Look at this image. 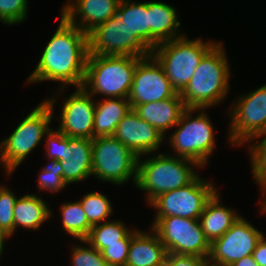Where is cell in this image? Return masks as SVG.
<instances>
[{
  "label": "cell",
  "mask_w": 266,
  "mask_h": 266,
  "mask_svg": "<svg viewBox=\"0 0 266 266\" xmlns=\"http://www.w3.org/2000/svg\"><path fill=\"white\" fill-rule=\"evenodd\" d=\"M88 57V34L70 24L62 15L34 71L28 76V84L60 82L57 92L66 86L82 87Z\"/></svg>",
  "instance_id": "cell-1"
},
{
  "label": "cell",
  "mask_w": 266,
  "mask_h": 266,
  "mask_svg": "<svg viewBox=\"0 0 266 266\" xmlns=\"http://www.w3.org/2000/svg\"><path fill=\"white\" fill-rule=\"evenodd\" d=\"M222 42L201 59L192 78L180 93L186 108L207 109L223 102L230 89V67Z\"/></svg>",
  "instance_id": "cell-2"
},
{
  "label": "cell",
  "mask_w": 266,
  "mask_h": 266,
  "mask_svg": "<svg viewBox=\"0 0 266 266\" xmlns=\"http://www.w3.org/2000/svg\"><path fill=\"white\" fill-rule=\"evenodd\" d=\"M195 166V167H194ZM200 167L193 160L160 152L144 161L138 157L135 187L146 192L147 203L162 193L190 184L199 174Z\"/></svg>",
  "instance_id": "cell-3"
},
{
  "label": "cell",
  "mask_w": 266,
  "mask_h": 266,
  "mask_svg": "<svg viewBox=\"0 0 266 266\" xmlns=\"http://www.w3.org/2000/svg\"><path fill=\"white\" fill-rule=\"evenodd\" d=\"M56 98L52 96L40 102L10 136L0 142V163L7 177L24 162L51 129Z\"/></svg>",
  "instance_id": "cell-4"
},
{
  "label": "cell",
  "mask_w": 266,
  "mask_h": 266,
  "mask_svg": "<svg viewBox=\"0 0 266 266\" xmlns=\"http://www.w3.org/2000/svg\"><path fill=\"white\" fill-rule=\"evenodd\" d=\"M143 57L88 54L82 87L93 97L128 99L137 63Z\"/></svg>",
  "instance_id": "cell-5"
},
{
  "label": "cell",
  "mask_w": 266,
  "mask_h": 266,
  "mask_svg": "<svg viewBox=\"0 0 266 266\" xmlns=\"http://www.w3.org/2000/svg\"><path fill=\"white\" fill-rule=\"evenodd\" d=\"M214 41L205 42L201 38L191 40L184 35L161 42L152 49L151 55L162 66L173 89L181 93L203 56L217 43Z\"/></svg>",
  "instance_id": "cell-6"
},
{
  "label": "cell",
  "mask_w": 266,
  "mask_h": 266,
  "mask_svg": "<svg viewBox=\"0 0 266 266\" xmlns=\"http://www.w3.org/2000/svg\"><path fill=\"white\" fill-rule=\"evenodd\" d=\"M204 110L187 108L174 126L176 130L168 137L174 156L193 160L202 168L207 165L216 146L215 130ZM196 111L199 113L193 117Z\"/></svg>",
  "instance_id": "cell-7"
},
{
  "label": "cell",
  "mask_w": 266,
  "mask_h": 266,
  "mask_svg": "<svg viewBox=\"0 0 266 266\" xmlns=\"http://www.w3.org/2000/svg\"><path fill=\"white\" fill-rule=\"evenodd\" d=\"M137 163L138 157L114 136H100L92 140V176L99 181L116 186L132 178L135 185Z\"/></svg>",
  "instance_id": "cell-8"
},
{
  "label": "cell",
  "mask_w": 266,
  "mask_h": 266,
  "mask_svg": "<svg viewBox=\"0 0 266 266\" xmlns=\"http://www.w3.org/2000/svg\"><path fill=\"white\" fill-rule=\"evenodd\" d=\"M151 228L157 233L167 253L208 258L210 242L199 219L155 217Z\"/></svg>",
  "instance_id": "cell-9"
},
{
  "label": "cell",
  "mask_w": 266,
  "mask_h": 266,
  "mask_svg": "<svg viewBox=\"0 0 266 266\" xmlns=\"http://www.w3.org/2000/svg\"><path fill=\"white\" fill-rule=\"evenodd\" d=\"M229 109V144L238 147L262 134L266 129V83L237 97Z\"/></svg>",
  "instance_id": "cell-10"
},
{
  "label": "cell",
  "mask_w": 266,
  "mask_h": 266,
  "mask_svg": "<svg viewBox=\"0 0 266 266\" xmlns=\"http://www.w3.org/2000/svg\"><path fill=\"white\" fill-rule=\"evenodd\" d=\"M217 191L211 181L198 175L190 184L162 193L150 205L157 211L155 217L199 219L207 202Z\"/></svg>",
  "instance_id": "cell-11"
},
{
  "label": "cell",
  "mask_w": 266,
  "mask_h": 266,
  "mask_svg": "<svg viewBox=\"0 0 266 266\" xmlns=\"http://www.w3.org/2000/svg\"><path fill=\"white\" fill-rule=\"evenodd\" d=\"M152 50L121 22L116 13L88 33V54L146 57Z\"/></svg>",
  "instance_id": "cell-12"
},
{
  "label": "cell",
  "mask_w": 266,
  "mask_h": 266,
  "mask_svg": "<svg viewBox=\"0 0 266 266\" xmlns=\"http://www.w3.org/2000/svg\"><path fill=\"white\" fill-rule=\"evenodd\" d=\"M264 234L242 216L221 237L210 243L208 264L231 266L245 256L252 255Z\"/></svg>",
  "instance_id": "cell-13"
},
{
  "label": "cell",
  "mask_w": 266,
  "mask_h": 266,
  "mask_svg": "<svg viewBox=\"0 0 266 266\" xmlns=\"http://www.w3.org/2000/svg\"><path fill=\"white\" fill-rule=\"evenodd\" d=\"M176 93L162 66L152 55L143 57L137 63L128 96L131 105L163 101Z\"/></svg>",
  "instance_id": "cell-14"
},
{
  "label": "cell",
  "mask_w": 266,
  "mask_h": 266,
  "mask_svg": "<svg viewBox=\"0 0 266 266\" xmlns=\"http://www.w3.org/2000/svg\"><path fill=\"white\" fill-rule=\"evenodd\" d=\"M67 96L62 102L58 130L71 138L93 140L96 100L83 87Z\"/></svg>",
  "instance_id": "cell-15"
},
{
  "label": "cell",
  "mask_w": 266,
  "mask_h": 266,
  "mask_svg": "<svg viewBox=\"0 0 266 266\" xmlns=\"http://www.w3.org/2000/svg\"><path fill=\"white\" fill-rule=\"evenodd\" d=\"M113 136L137 157L150 156L166 139L155 127L140 118L133 109L118 123Z\"/></svg>",
  "instance_id": "cell-16"
},
{
  "label": "cell",
  "mask_w": 266,
  "mask_h": 266,
  "mask_svg": "<svg viewBox=\"0 0 266 266\" xmlns=\"http://www.w3.org/2000/svg\"><path fill=\"white\" fill-rule=\"evenodd\" d=\"M119 2L120 0H69L61 8V15L88 34L117 13Z\"/></svg>",
  "instance_id": "cell-17"
},
{
  "label": "cell",
  "mask_w": 266,
  "mask_h": 266,
  "mask_svg": "<svg viewBox=\"0 0 266 266\" xmlns=\"http://www.w3.org/2000/svg\"><path fill=\"white\" fill-rule=\"evenodd\" d=\"M60 165L63 180L76 184L92 176V139L71 138L62 133Z\"/></svg>",
  "instance_id": "cell-18"
},
{
  "label": "cell",
  "mask_w": 266,
  "mask_h": 266,
  "mask_svg": "<svg viewBox=\"0 0 266 266\" xmlns=\"http://www.w3.org/2000/svg\"><path fill=\"white\" fill-rule=\"evenodd\" d=\"M131 107L140 118L155 127L164 137L166 131L179 122L182 113L187 109L180 93L163 101L131 105Z\"/></svg>",
  "instance_id": "cell-19"
},
{
  "label": "cell",
  "mask_w": 266,
  "mask_h": 266,
  "mask_svg": "<svg viewBox=\"0 0 266 266\" xmlns=\"http://www.w3.org/2000/svg\"><path fill=\"white\" fill-rule=\"evenodd\" d=\"M173 5L159 1H148L149 48L152 50L164 41L184 36L179 31L181 23Z\"/></svg>",
  "instance_id": "cell-20"
},
{
  "label": "cell",
  "mask_w": 266,
  "mask_h": 266,
  "mask_svg": "<svg viewBox=\"0 0 266 266\" xmlns=\"http://www.w3.org/2000/svg\"><path fill=\"white\" fill-rule=\"evenodd\" d=\"M167 250L157 233L138 230L132 237L125 266H163Z\"/></svg>",
  "instance_id": "cell-21"
},
{
  "label": "cell",
  "mask_w": 266,
  "mask_h": 266,
  "mask_svg": "<svg viewBox=\"0 0 266 266\" xmlns=\"http://www.w3.org/2000/svg\"><path fill=\"white\" fill-rule=\"evenodd\" d=\"M221 202L217 191L207 202L199 218L203 232L210 243L225 234L240 218L233 208H227Z\"/></svg>",
  "instance_id": "cell-22"
},
{
  "label": "cell",
  "mask_w": 266,
  "mask_h": 266,
  "mask_svg": "<svg viewBox=\"0 0 266 266\" xmlns=\"http://www.w3.org/2000/svg\"><path fill=\"white\" fill-rule=\"evenodd\" d=\"M131 109L128 99L105 98L104 100H96L93 139L100 136H113L118 123Z\"/></svg>",
  "instance_id": "cell-23"
},
{
  "label": "cell",
  "mask_w": 266,
  "mask_h": 266,
  "mask_svg": "<svg viewBox=\"0 0 266 266\" xmlns=\"http://www.w3.org/2000/svg\"><path fill=\"white\" fill-rule=\"evenodd\" d=\"M42 197L26 194L16 199L14 204V233L18 227L36 231L53 215ZM16 230V231H15Z\"/></svg>",
  "instance_id": "cell-24"
},
{
  "label": "cell",
  "mask_w": 266,
  "mask_h": 266,
  "mask_svg": "<svg viewBox=\"0 0 266 266\" xmlns=\"http://www.w3.org/2000/svg\"><path fill=\"white\" fill-rule=\"evenodd\" d=\"M117 14L121 22L149 47L148 1L120 0Z\"/></svg>",
  "instance_id": "cell-25"
},
{
  "label": "cell",
  "mask_w": 266,
  "mask_h": 266,
  "mask_svg": "<svg viewBox=\"0 0 266 266\" xmlns=\"http://www.w3.org/2000/svg\"><path fill=\"white\" fill-rule=\"evenodd\" d=\"M133 230L129 229L123 221L109 220L92 226L85 241L101 252L106 248V244L122 243V239H125Z\"/></svg>",
  "instance_id": "cell-26"
},
{
  "label": "cell",
  "mask_w": 266,
  "mask_h": 266,
  "mask_svg": "<svg viewBox=\"0 0 266 266\" xmlns=\"http://www.w3.org/2000/svg\"><path fill=\"white\" fill-rule=\"evenodd\" d=\"M60 214L63 230L74 239L85 240L92 226L88 223L87 216L80 201L67 202L61 205Z\"/></svg>",
  "instance_id": "cell-27"
},
{
  "label": "cell",
  "mask_w": 266,
  "mask_h": 266,
  "mask_svg": "<svg viewBox=\"0 0 266 266\" xmlns=\"http://www.w3.org/2000/svg\"><path fill=\"white\" fill-rule=\"evenodd\" d=\"M79 201L91 226L109 221L113 208L106 195L94 191L87 193Z\"/></svg>",
  "instance_id": "cell-28"
},
{
  "label": "cell",
  "mask_w": 266,
  "mask_h": 266,
  "mask_svg": "<svg viewBox=\"0 0 266 266\" xmlns=\"http://www.w3.org/2000/svg\"><path fill=\"white\" fill-rule=\"evenodd\" d=\"M257 138L261 139L259 140ZM251 141H256V143ZM247 143H253L252 145H248L250 154L249 160L252 166L251 171L254 181L259 185V189L261 188L260 191L262 192L261 195L263 197L266 195V135H257Z\"/></svg>",
  "instance_id": "cell-29"
},
{
  "label": "cell",
  "mask_w": 266,
  "mask_h": 266,
  "mask_svg": "<svg viewBox=\"0 0 266 266\" xmlns=\"http://www.w3.org/2000/svg\"><path fill=\"white\" fill-rule=\"evenodd\" d=\"M48 165L41 168L38 175V190H48L53 194L67 188L63 180V169L59 160H49Z\"/></svg>",
  "instance_id": "cell-30"
},
{
  "label": "cell",
  "mask_w": 266,
  "mask_h": 266,
  "mask_svg": "<svg viewBox=\"0 0 266 266\" xmlns=\"http://www.w3.org/2000/svg\"><path fill=\"white\" fill-rule=\"evenodd\" d=\"M80 242L81 244L83 242V246L76 244L71 247L70 264L72 266H109L99 250L85 240H80Z\"/></svg>",
  "instance_id": "cell-31"
},
{
  "label": "cell",
  "mask_w": 266,
  "mask_h": 266,
  "mask_svg": "<svg viewBox=\"0 0 266 266\" xmlns=\"http://www.w3.org/2000/svg\"><path fill=\"white\" fill-rule=\"evenodd\" d=\"M18 197L0 185V229L10 238L14 234V204Z\"/></svg>",
  "instance_id": "cell-32"
},
{
  "label": "cell",
  "mask_w": 266,
  "mask_h": 266,
  "mask_svg": "<svg viewBox=\"0 0 266 266\" xmlns=\"http://www.w3.org/2000/svg\"><path fill=\"white\" fill-rule=\"evenodd\" d=\"M28 15V0H0V22L21 24Z\"/></svg>",
  "instance_id": "cell-33"
},
{
  "label": "cell",
  "mask_w": 266,
  "mask_h": 266,
  "mask_svg": "<svg viewBox=\"0 0 266 266\" xmlns=\"http://www.w3.org/2000/svg\"><path fill=\"white\" fill-rule=\"evenodd\" d=\"M135 229L125 239H122V243L106 244V248L101 251V255L106 260L109 266L126 265V260L132 237L138 231L137 228Z\"/></svg>",
  "instance_id": "cell-34"
},
{
  "label": "cell",
  "mask_w": 266,
  "mask_h": 266,
  "mask_svg": "<svg viewBox=\"0 0 266 266\" xmlns=\"http://www.w3.org/2000/svg\"><path fill=\"white\" fill-rule=\"evenodd\" d=\"M46 154L47 160H59L61 161V151H62V132L58 129H50L46 134Z\"/></svg>",
  "instance_id": "cell-35"
},
{
  "label": "cell",
  "mask_w": 266,
  "mask_h": 266,
  "mask_svg": "<svg viewBox=\"0 0 266 266\" xmlns=\"http://www.w3.org/2000/svg\"><path fill=\"white\" fill-rule=\"evenodd\" d=\"M207 263V259L203 257L167 253L163 266H205Z\"/></svg>",
  "instance_id": "cell-36"
},
{
  "label": "cell",
  "mask_w": 266,
  "mask_h": 266,
  "mask_svg": "<svg viewBox=\"0 0 266 266\" xmlns=\"http://www.w3.org/2000/svg\"><path fill=\"white\" fill-rule=\"evenodd\" d=\"M253 259L259 266H266V237L265 234L259 240L256 249L252 253Z\"/></svg>",
  "instance_id": "cell-37"
},
{
  "label": "cell",
  "mask_w": 266,
  "mask_h": 266,
  "mask_svg": "<svg viewBox=\"0 0 266 266\" xmlns=\"http://www.w3.org/2000/svg\"><path fill=\"white\" fill-rule=\"evenodd\" d=\"M231 266H259L252 255L245 256L244 258L235 261Z\"/></svg>",
  "instance_id": "cell-38"
},
{
  "label": "cell",
  "mask_w": 266,
  "mask_h": 266,
  "mask_svg": "<svg viewBox=\"0 0 266 266\" xmlns=\"http://www.w3.org/2000/svg\"><path fill=\"white\" fill-rule=\"evenodd\" d=\"M9 237L0 229V258L3 255V250L5 247L6 240H8Z\"/></svg>",
  "instance_id": "cell-39"
},
{
  "label": "cell",
  "mask_w": 266,
  "mask_h": 266,
  "mask_svg": "<svg viewBox=\"0 0 266 266\" xmlns=\"http://www.w3.org/2000/svg\"><path fill=\"white\" fill-rule=\"evenodd\" d=\"M262 199H264V200L259 201L260 205H261L260 206V211H261V213H264V212H266V195Z\"/></svg>",
  "instance_id": "cell-40"
},
{
  "label": "cell",
  "mask_w": 266,
  "mask_h": 266,
  "mask_svg": "<svg viewBox=\"0 0 266 266\" xmlns=\"http://www.w3.org/2000/svg\"><path fill=\"white\" fill-rule=\"evenodd\" d=\"M205 266H215V265H211V264H208V263H207Z\"/></svg>",
  "instance_id": "cell-41"
}]
</instances>
